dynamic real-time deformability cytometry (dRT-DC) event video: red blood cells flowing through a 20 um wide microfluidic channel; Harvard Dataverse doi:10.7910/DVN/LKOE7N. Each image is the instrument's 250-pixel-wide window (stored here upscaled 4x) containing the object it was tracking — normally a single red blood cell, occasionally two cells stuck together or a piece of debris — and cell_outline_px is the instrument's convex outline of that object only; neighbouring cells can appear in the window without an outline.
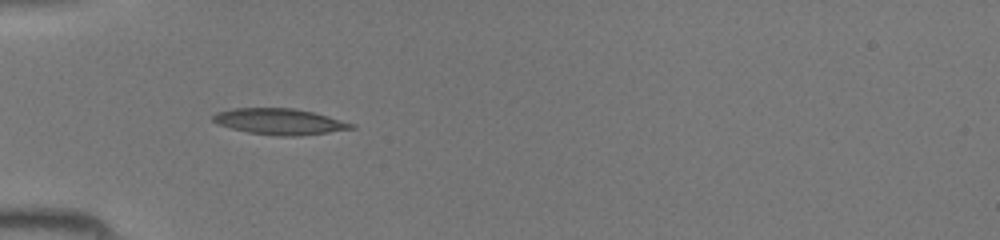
{"species": "common noctule bat (a hibernating species)", "species_latin": "Nyctalus noctula", "temperature_condition": "room temperature", "stored_images_in_passage": 31, "camera_frame_rate_fps": 3000, "um_per_image_px": 0.085, "animal": {"sex": "female", "body_mass_g": 19.5, "forearm_length_mm": 54.1}, "frame": {"image": 1, "passage_image": 1, "time_ms": 0.0, "image_size_px": [1000, 240], "cell_outline_px": [[356, 128], [300, 136], [280, 136], [248, 132], [232, 128], [220, 124], [212, 120], [212, 116], [216, 112], [232, 108], [292, 108], [312, 112], [328, 116], [356, 124]], "centroid_in_image_um": [23.78, 10.33], "position_along_channel_um": 61.2, "area_um2": 20.87}}
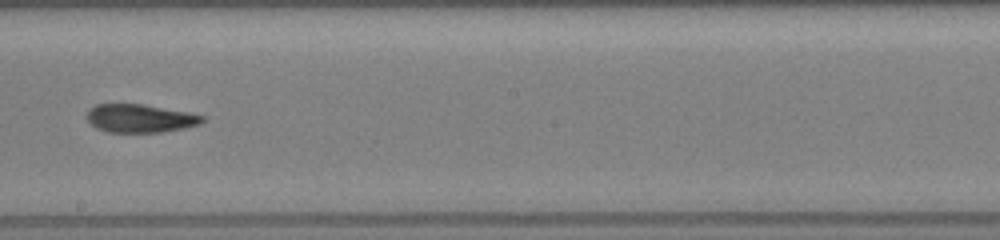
{"frame": {"image": 2, "passage_image": 13, "time_ms": 4.0, "image_size_px": [1000, 240], "cell_outline_px": [[204, 120], [200, 124], [184, 128], [160, 132], [108, 132], [96, 128], [84, 116], [88, 108], [96, 104], [144, 104], [188, 112], [204, 116]], "centroid_in_image_um": [11.86, 10.05], "position_along_channel_um": 236.3, "area_um2": 19.13}}
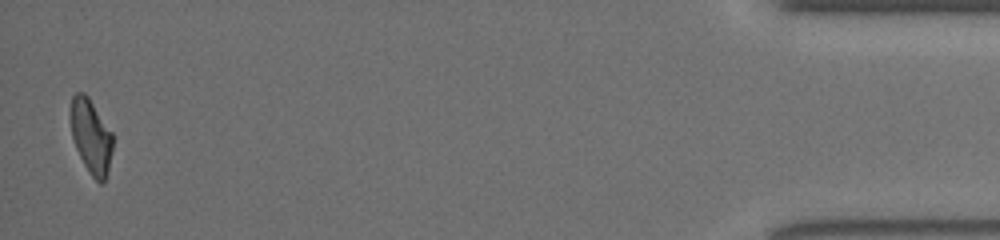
{"frame": {"image": 3, "passage_image": 31, "time_ms": 10.0, "image_size_px": [1000, 240], "cell_outline_px": [[112, 152], [104, 184], [100, 184], [92, 176], [84, 164], [76, 148], [72, 136], [68, 116], [68, 112], [72, 96], [76, 92], [84, 92], [88, 96], [112, 132]], "centroid_in_image_um": [7.7, 11.54], "position_along_channel_um": 427.5, "area_um2": 18.5}}